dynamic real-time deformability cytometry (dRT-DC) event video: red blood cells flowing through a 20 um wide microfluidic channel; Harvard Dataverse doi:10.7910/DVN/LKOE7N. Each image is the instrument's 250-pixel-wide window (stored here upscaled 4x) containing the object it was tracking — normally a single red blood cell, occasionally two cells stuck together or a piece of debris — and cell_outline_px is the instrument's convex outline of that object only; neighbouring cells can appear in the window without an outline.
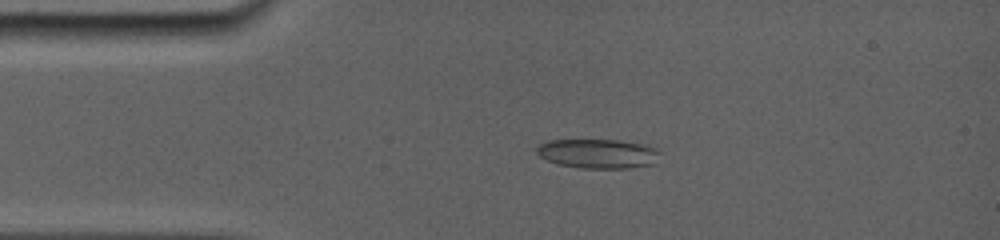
{"species": "common noctule bat (a hibernating species)", "species_latin": "Nyctalus noctula", "temperature_condition": "room temperature", "stored_images_in_passage": 8, "camera_frame_rate_fps": 5000, "um_per_image_px": 0.085, "animal": {"sex": "female", "body_mass_g": 19.0, "forearm_length_mm": 56.7}, "frame": {"image": 1, "passage_image": 6, "time_ms": 3.2, "image_size_px": [1000, 240], "cell_outline_px": [[652, 164], [628, 168], [584, 168], [560, 164], [548, 160], [540, 156], [536, 152], [544, 144], [556, 140], [608, 140], [632, 144], [648, 148]], "centroid_in_image_um": [50.62, 13.08], "position_along_channel_um": 34.4, "area_um2": 19.13}}